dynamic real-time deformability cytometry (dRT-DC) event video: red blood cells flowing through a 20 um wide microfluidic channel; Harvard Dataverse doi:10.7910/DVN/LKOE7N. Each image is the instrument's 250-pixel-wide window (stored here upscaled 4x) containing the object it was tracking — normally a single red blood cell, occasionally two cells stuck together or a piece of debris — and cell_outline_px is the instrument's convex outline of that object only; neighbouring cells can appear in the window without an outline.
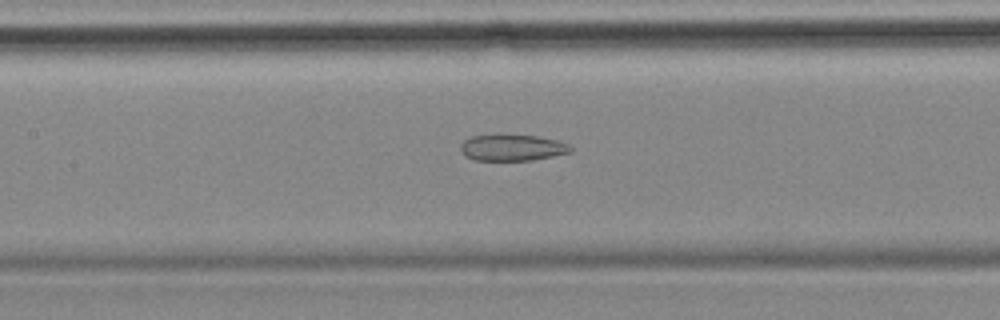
{"species": "common noctule bat (a hibernating species)", "species_latin": "Nyctalus noctula", "temperature_condition": "cold", "stored_images_in_passage": 56, "segment_of_instrument_passage": [2, 2], "camera_frame_rate_fps": 3000, "um_per_image_px": 0.085, "animal": {"sex": "female", "body_mass_g": 18.4}, "frame": {"image": 1, "passage_image": 25, "time_ms": 8.0, "image_size_px": [1000, 320], "cell_outline_px": [[572, 152], [532, 160], [472, 160], [464, 156], [460, 148], [460, 144], [464, 140], [472, 136], [536, 136], [556, 140], [568, 144], [572, 148]], "centroid_in_image_um": [43.52, 12.57], "position_along_channel_um": 163.9, "area_um2": 16.53}}
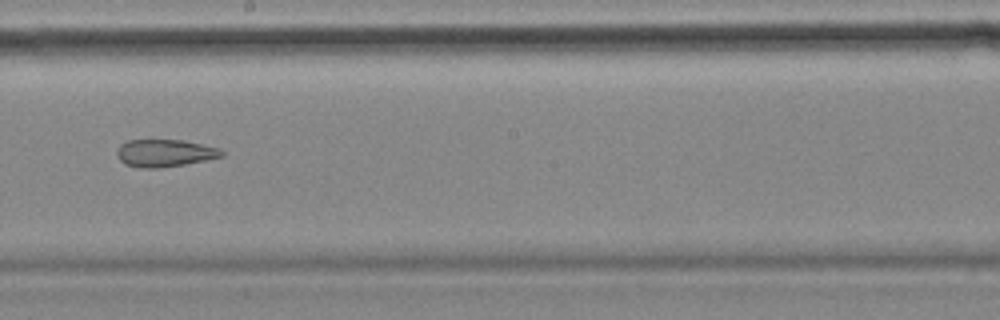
{"frame": {"image": 2, "passage_image": 31, "time_ms": 10.0, "image_size_px": [1000, 320], "cell_outline_px": [[224, 156], [184, 164], [156, 168], [140, 168], [124, 164], [120, 160], [116, 152], [120, 144], [128, 140], [184, 140], [220, 148], [224, 152]], "centroid_in_image_um": [14.0, 13.0], "position_along_channel_um": 234.2, "area_um2": 16.7}}
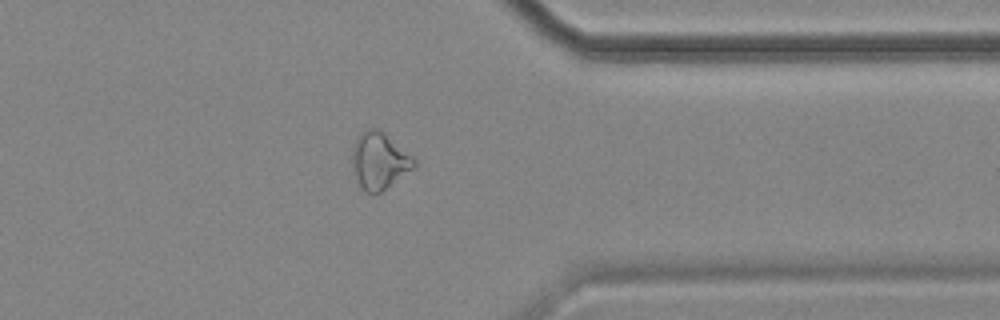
{"frame": {"image": 3, "passage_image": 44, "time_ms": 14.333, "image_size_px": [1000, 320], "cell_outline_px": [[416, 168], [376, 196], [372, 196], [364, 192], [356, 176], [352, 160], [352, 152], [356, 136], [360, 132], [368, 128], [380, 128], [412, 156], [416, 160]], "centroid_in_image_um": [32.26, 13.68], "position_along_channel_um": 379.1, "area_um2": 20.92}}